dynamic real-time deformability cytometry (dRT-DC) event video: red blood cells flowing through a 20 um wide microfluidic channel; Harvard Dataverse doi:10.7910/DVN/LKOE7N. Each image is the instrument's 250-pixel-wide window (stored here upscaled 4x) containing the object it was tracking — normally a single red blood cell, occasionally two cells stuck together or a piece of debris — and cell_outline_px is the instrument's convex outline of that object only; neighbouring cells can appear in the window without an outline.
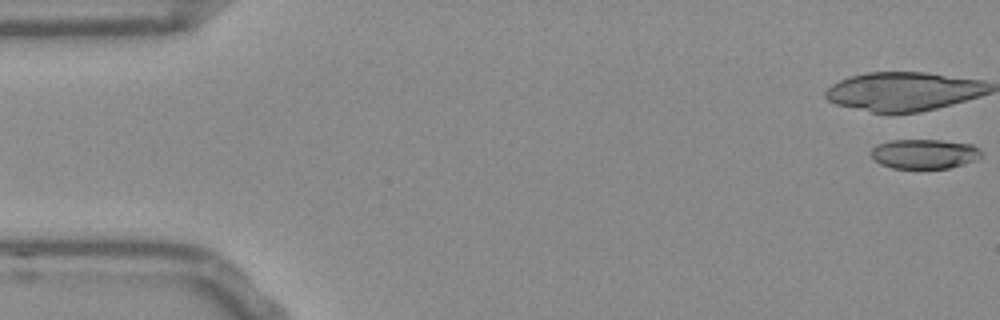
{"species": "Egyptian fruit bat (a non-hibernating species)", "species_latin": "Rousettus aegyptiacus", "temperature_condition": "room temperature", "stored_images_in_passage": 22, "camera_frame_rate_fps": 3000, "um_per_image_px": 0.085, "frame": {"image": 1, "passage_image": 1, "time_ms": 0.0, "image_size_px": [1000, 320], "cell_outline_px": [[984, 156], [976, 160], [964, 164], [948, 168], [892, 168], [880, 164], [872, 156], [872, 148], [876, 144], [888, 140], [940, 140], [972, 144]], "centroid_in_image_um": [78.57, 13.08], "position_along_channel_um": 6.4, "area_um2": 19.02}}